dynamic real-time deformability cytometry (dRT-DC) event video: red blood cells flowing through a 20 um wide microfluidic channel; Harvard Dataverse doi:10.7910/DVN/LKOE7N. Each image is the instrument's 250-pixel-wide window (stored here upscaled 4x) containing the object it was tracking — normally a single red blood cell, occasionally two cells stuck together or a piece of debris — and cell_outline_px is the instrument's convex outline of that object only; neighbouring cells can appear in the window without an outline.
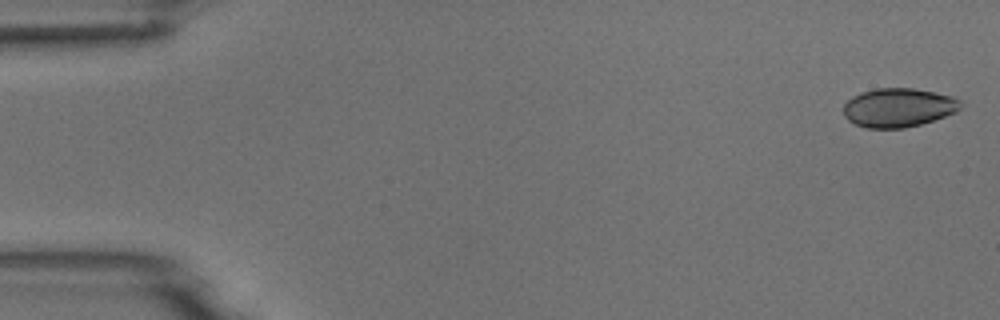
{"species": "common noctule bat (a hibernating species)", "species_latin": "Nyctalus noctula", "temperature_condition": "room temperature", "stored_images_in_passage": 5, "camera_frame_rate_fps": 3000, "um_per_image_px": 0.085, "animal": {"sex": "male", "body_mass_g": 18.8}, "frame": {"image": 1, "passage_image": 1, "time_ms": 0.0, "image_size_px": [1000, 320], "cell_outline_px": [[964, 104], [956, 112], [920, 124], [904, 128], [868, 128], [856, 124], [848, 120], [844, 116], [844, 104], [852, 96], [860, 92], [876, 88], [912, 88], [936, 92], [952, 96], [960, 100]], "centroid_in_image_um": [76.37, 9.13], "position_along_channel_um": 8.6, "area_um2": 26.59}}
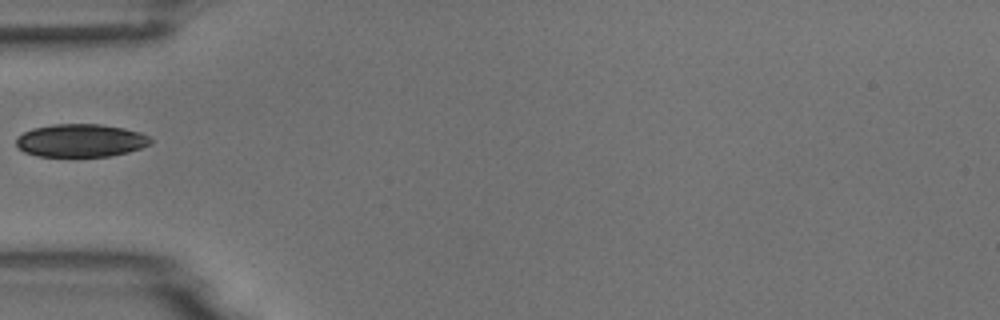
{"frame": {"image": 2, "passage_image": 5, "time_ms": 5.333, "image_size_px": [1000, 320], "cell_outline_px": [[152, 144], [128, 152], [112, 156], [40, 156], [24, 152], [16, 144], [16, 140], [24, 132], [32, 128], [52, 124], [100, 124], [124, 128], [140, 132], [148, 136], [152, 140]], "centroid_in_image_um": [6.89, 11.94], "position_along_channel_um": 78.1, "area_um2": 25.78}}